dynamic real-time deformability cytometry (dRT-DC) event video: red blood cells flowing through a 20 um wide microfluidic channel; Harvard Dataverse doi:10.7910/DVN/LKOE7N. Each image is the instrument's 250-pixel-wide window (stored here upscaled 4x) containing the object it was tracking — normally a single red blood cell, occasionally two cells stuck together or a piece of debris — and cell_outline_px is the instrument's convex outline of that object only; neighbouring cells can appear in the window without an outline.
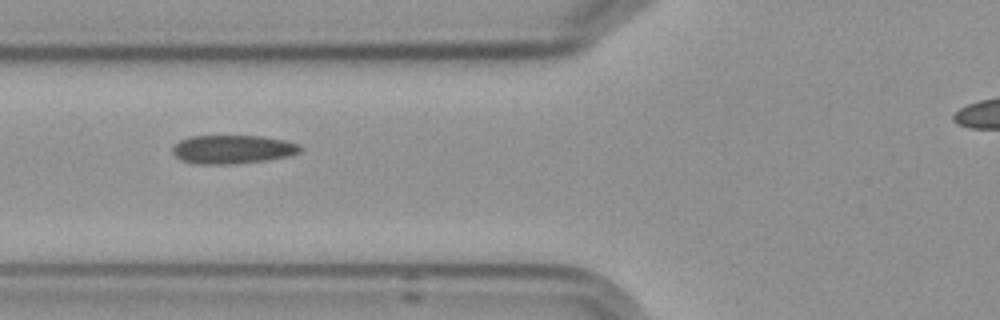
{"species": "Egyptian fruit bat (a non-hibernating species)", "species_latin": "Rousettus aegyptiacus", "temperature_condition": "cold", "stored_images_in_passage": 6, "camera_frame_rate_fps": 3000, "um_per_image_px": 0.085, "frame": {"image": 1, "passage_image": 3, "time_ms": 2.333, "image_size_px": [1000, 320], "cell_outline_px": [[300, 152], [288, 156], [264, 160], [228, 164], [196, 164], [180, 160], [172, 152], [172, 148], [180, 140], [188, 136], [264, 136], [284, 140], [296, 144], [300, 148]], "centroid_in_image_um": [19.71, 12.69], "position_along_channel_um": 106.1, "area_um2": 21.1}}
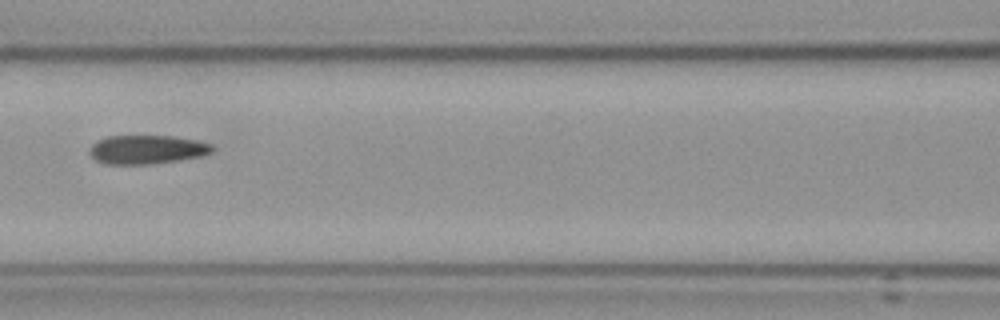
{"frame": {"image": 2, "passage_image": 4, "time_ms": 3.667, "image_size_px": [1000, 320], "cell_outline_px": [[212, 152], [200, 156], [176, 160], [148, 164], [104, 164], [96, 160], [88, 152], [88, 148], [96, 140], [104, 136], [172, 136], [196, 140], [212, 144]], "centroid_in_image_um": [12.41, 12.7], "position_along_channel_um": 154.2, "area_um2": 20.58}}